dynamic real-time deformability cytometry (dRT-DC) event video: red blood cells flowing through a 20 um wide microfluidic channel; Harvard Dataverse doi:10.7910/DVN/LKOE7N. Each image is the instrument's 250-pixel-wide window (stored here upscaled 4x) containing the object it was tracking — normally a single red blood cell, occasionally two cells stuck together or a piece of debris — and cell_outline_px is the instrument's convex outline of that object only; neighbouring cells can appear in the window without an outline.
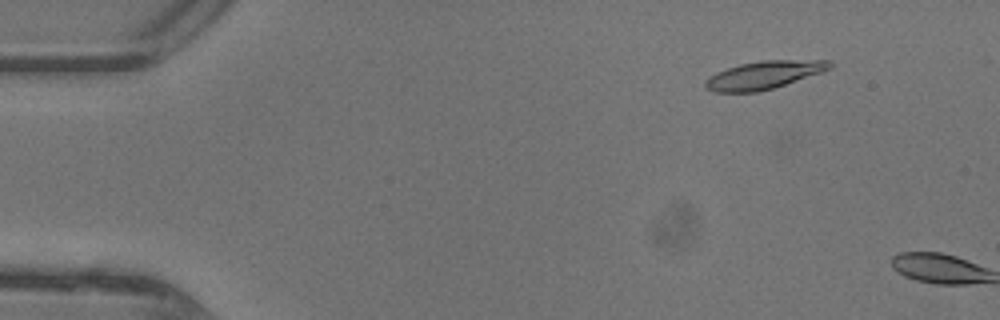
{"species": "common noctule bat (a hibernating species)", "species_latin": "Nyctalus noctula", "temperature_condition": "warm", "stored_images_in_passage": 7, "camera_frame_rate_fps": 3000, "um_per_image_px": 0.085, "animal": {"sex": "female"}, "frame": {"image": 1, "passage_image": 6, "time_ms": 1.667, "image_size_px": [1000, 320], "cell_outline_px": [[832, 68], [772, 88], [756, 92], [716, 92], [704, 88], [704, 80], [708, 76], [716, 72], [740, 64], [760, 60], [832, 60]], "centroid_in_image_um": [64.87, 6.37], "position_along_channel_um": 20.1, "area_um2": 20.11}}